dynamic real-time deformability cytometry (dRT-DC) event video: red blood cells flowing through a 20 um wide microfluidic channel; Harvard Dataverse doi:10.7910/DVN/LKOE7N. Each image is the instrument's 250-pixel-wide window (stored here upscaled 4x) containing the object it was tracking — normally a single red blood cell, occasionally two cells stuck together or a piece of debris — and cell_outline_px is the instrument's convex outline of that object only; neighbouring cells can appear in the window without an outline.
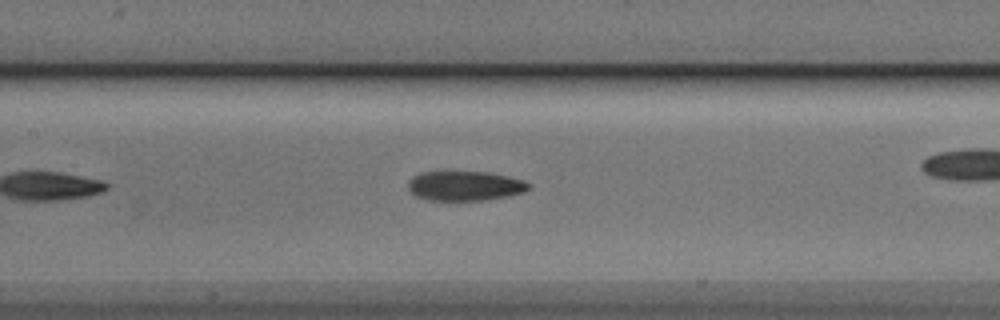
{"species": "Egyptian fruit bat (a non-hibernating species)", "species_latin": "Rousettus aegyptiacus", "temperature_condition": "cold", "stored_images_in_passage": 28, "camera_frame_rate_fps": 3000, "um_per_image_px": 0.085, "animal": {"sex": "male"}, "frame": {"image": 1, "passage_image": 13, "time_ms": 4.0, "image_size_px": [1000, 320], "cell_outline_px": [[532, 184], [524, 192], [508, 196], [484, 200], [428, 200], [416, 196], [408, 188], [408, 180], [412, 176], [420, 172], [444, 168], [488, 172], [508, 176], [524, 180]], "centroid_in_image_um": [39.46, 15.73], "position_along_channel_um": 167.9, "area_um2": 21.85}}